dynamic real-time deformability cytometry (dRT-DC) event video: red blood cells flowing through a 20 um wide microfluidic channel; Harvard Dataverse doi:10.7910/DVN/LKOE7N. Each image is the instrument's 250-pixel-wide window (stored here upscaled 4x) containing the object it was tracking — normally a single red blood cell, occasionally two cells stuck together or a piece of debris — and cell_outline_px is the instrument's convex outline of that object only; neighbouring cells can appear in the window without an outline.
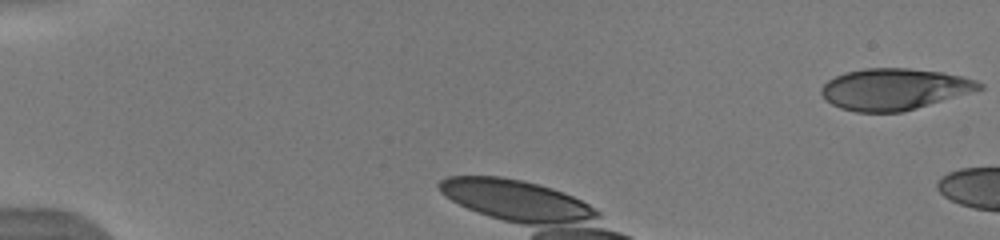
{"species": "human", "species_latin": "Homo sapiens", "temperature_condition": "warm", "stored_images_in_passage": 4, "camera_frame_rate_fps": 3000, "um_per_image_px": 0.085, "donor": {"sex": "male"}, "frame": {"image": 1, "passage_image": 1, "time_ms": 0.0, "image_size_px": [1000, 240], "cell_outline_px": [[984, 88], [904, 112], [856, 112], [840, 108], [824, 100], [820, 92], [820, 88], [828, 80], [844, 72], [864, 68], [908, 68], [944, 72], [976, 80], [984, 84]], "centroid_in_image_um": [75.98, 7.57], "position_along_channel_um": 9.0, "area_um2": 38.26}}